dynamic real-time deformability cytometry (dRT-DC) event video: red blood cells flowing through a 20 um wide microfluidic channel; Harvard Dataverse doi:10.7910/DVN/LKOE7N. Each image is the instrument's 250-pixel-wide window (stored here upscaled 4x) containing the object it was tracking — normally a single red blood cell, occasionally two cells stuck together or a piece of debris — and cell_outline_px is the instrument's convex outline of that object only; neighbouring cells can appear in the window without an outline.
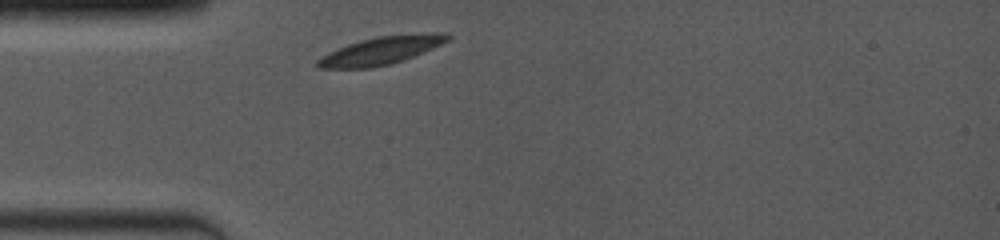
{"species": "common noctule bat (a hibernating species)", "species_latin": "Nyctalus noctula", "temperature_condition": "room temperature", "stored_images_in_passage": 1, "camera_frame_rate_fps": 4000, "um_per_image_px": 0.085, "animal": {"sex": "female", "body_mass_g": 19.0, "forearm_length_mm": 53.3}, "frame": {"image": 1, "passage_image": 1, "time_ms": 0.0, "image_size_px": [1000, 240], "cell_outline_px": [[452, 36], [448, 40], [432, 48], [392, 64], [372, 68], [316, 68], [316, 60], [328, 52], [348, 44], [360, 40], [376, 36], [432, 32], [448, 32]], "centroid_in_image_um": [32.39, 4.28], "position_along_channel_um": 52.6, "area_um2": 21.15}}